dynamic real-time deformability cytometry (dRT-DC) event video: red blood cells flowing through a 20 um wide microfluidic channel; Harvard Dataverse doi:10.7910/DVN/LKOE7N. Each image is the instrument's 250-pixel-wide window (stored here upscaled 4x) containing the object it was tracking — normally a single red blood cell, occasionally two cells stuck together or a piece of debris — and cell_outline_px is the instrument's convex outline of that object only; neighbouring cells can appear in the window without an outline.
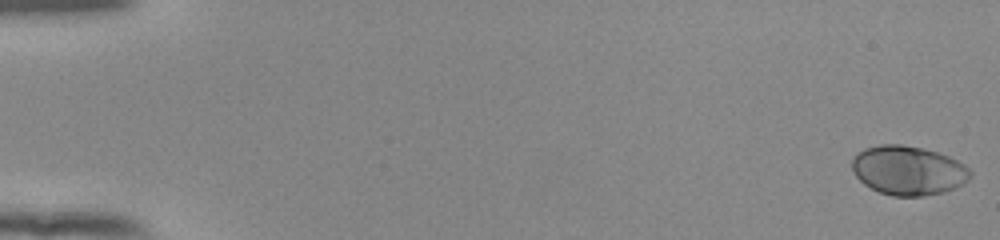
{"species": "human", "species_latin": "Homo sapiens", "temperature_condition": "room temperature", "stored_images_in_passage": 54, "camera_frame_rate_fps": 3000, "um_per_image_px": 0.085, "donor": {"sex": "female"}, "frame": {"image": 1, "passage_image": 1, "time_ms": 0.0, "image_size_px": [1000, 240], "cell_outline_px": [[972, 176], [968, 180], [956, 188], [944, 192], [924, 196], [892, 196], [880, 192], [864, 184], [856, 176], [852, 168], [852, 160], [856, 152], [864, 148], [880, 144], [900, 144], [924, 148], [948, 156], [964, 164], [972, 172]], "centroid_in_image_um": [77.2, 14.48], "position_along_channel_um": 7.8, "area_um2": 34.1}}
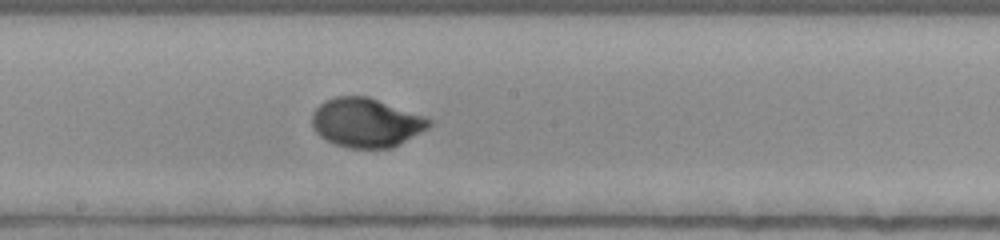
{"frame": {"image": 2, "passage_image": 31, "time_ms": 10.0, "image_size_px": [1000, 240], "cell_outline_px": [[432, 124], [428, 128], [400, 144], [392, 148], [348, 148], [336, 144], [320, 136], [312, 128], [312, 112], [324, 100], [336, 96], [368, 96], [424, 116], [432, 120]], "centroid_in_image_um": [31.11, 10.42], "position_along_channel_um": 217.1, "area_um2": 33.52}}
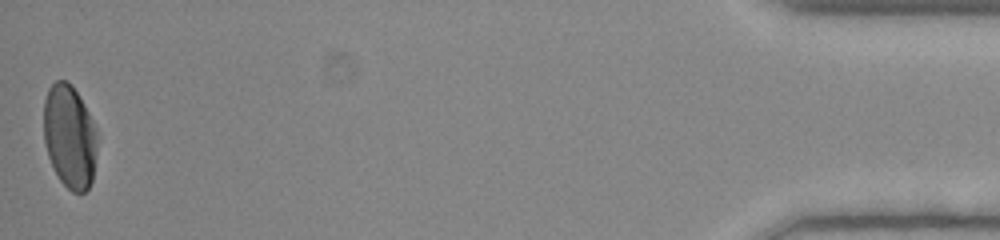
{"frame": {"image": 3, "passage_image": 54, "time_ms": 17.667, "image_size_px": [1000, 240], "cell_outline_px": [[96, 152], [92, 180], [88, 188], [84, 192], [72, 192], [60, 180], [48, 156], [44, 140], [44, 100], [48, 88], [56, 80], [64, 80], [72, 84], [80, 96], [96, 128]], "centroid_in_image_um": [5.91, 11.57], "position_along_channel_um": 429.3, "area_um2": 32.14}, "authors_computed_cell_mechanics": {"area_um2": 32.4547, "velocity_mm_per_s": 3.888, "shape_relaxation_time_tau1_ms": 2.7856, "shape_relaxation_time_tau2_ms": null, "deformation_change_tau1": 0.1595, "deformation_change_tau2": null}}